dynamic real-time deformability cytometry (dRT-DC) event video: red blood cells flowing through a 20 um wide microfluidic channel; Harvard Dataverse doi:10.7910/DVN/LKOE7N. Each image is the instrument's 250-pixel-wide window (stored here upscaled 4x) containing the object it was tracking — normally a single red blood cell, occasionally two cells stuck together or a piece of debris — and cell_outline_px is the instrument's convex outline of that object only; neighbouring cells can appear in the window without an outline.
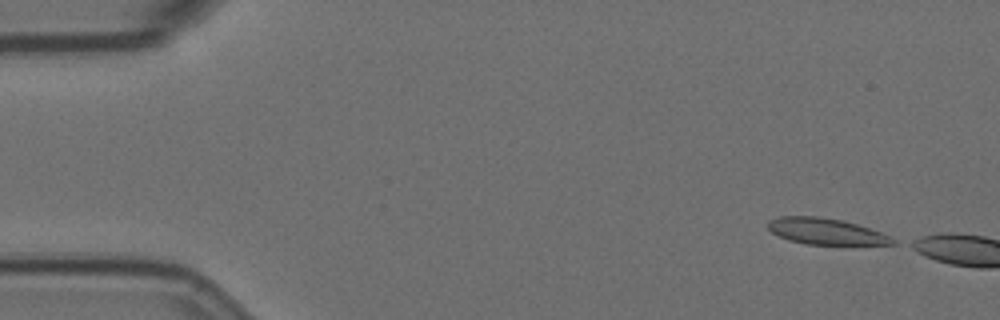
{"species": "Egyptian fruit bat (a non-hibernating species)", "species_latin": "Rousettus aegyptiacus", "temperature_condition": "room temperature", "stored_images_in_passage": 8, "camera_frame_rate_fps": 3000, "um_per_image_px": 0.085, "animal": {"sex": "female"}, "frame": {"image": 1, "passage_image": 1, "time_ms": 0.0, "image_size_px": [1000, 320], "cell_outline_px": [[896, 244], [804, 244], [788, 240], [772, 232], [768, 228], [768, 220], [780, 216], [816, 216], [840, 220], [856, 224], [880, 232], [896, 240]], "centroid_in_image_um": [70.15, 19.66], "position_along_channel_um": 14.9, "area_um2": 18.73}}